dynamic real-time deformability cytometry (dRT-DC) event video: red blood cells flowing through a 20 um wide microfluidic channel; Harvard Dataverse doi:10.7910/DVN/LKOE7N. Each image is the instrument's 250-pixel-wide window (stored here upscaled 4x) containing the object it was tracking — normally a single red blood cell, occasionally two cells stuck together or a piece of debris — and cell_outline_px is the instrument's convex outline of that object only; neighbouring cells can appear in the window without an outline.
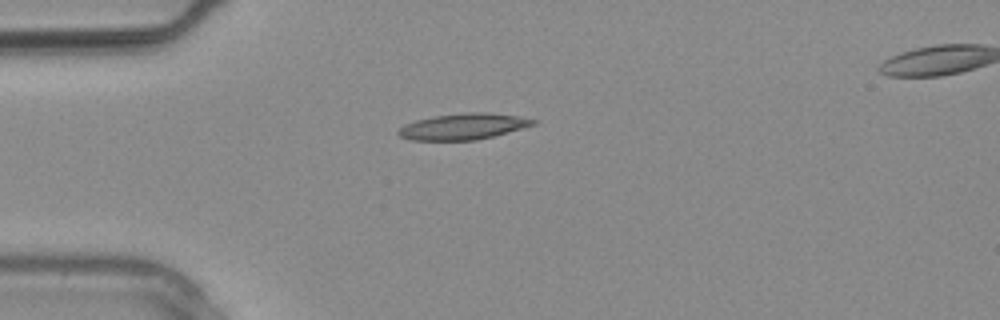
{"species": "common noctule bat (a hibernating species)", "species_latin": "Nyctalus noctula", "temperature_condition": "warm", "stored_images_in_passage": 2, "camera_frame_rate_fps": 3000, "um_per_image_px": 0.085, "animal": {"sex": "male", "body_mass_g": 20.4}, "frame": {"image": 1, "passage_image": 1, "time_ms": 0.0, "image_size_px": [1000, 320], "cell_outline_px": [[540, 120], [536, 124], [492, 136], [476, 140], [412, 140], [400, 136], [396, 132], [404, 124], [416, 120], [432, 116], [464, 112], [488, 112], [516, 116]], "centroid_in_image_um": [39.36, 10.74], "position_along_channel_um": 45.6, "area_um2": 20.46}}